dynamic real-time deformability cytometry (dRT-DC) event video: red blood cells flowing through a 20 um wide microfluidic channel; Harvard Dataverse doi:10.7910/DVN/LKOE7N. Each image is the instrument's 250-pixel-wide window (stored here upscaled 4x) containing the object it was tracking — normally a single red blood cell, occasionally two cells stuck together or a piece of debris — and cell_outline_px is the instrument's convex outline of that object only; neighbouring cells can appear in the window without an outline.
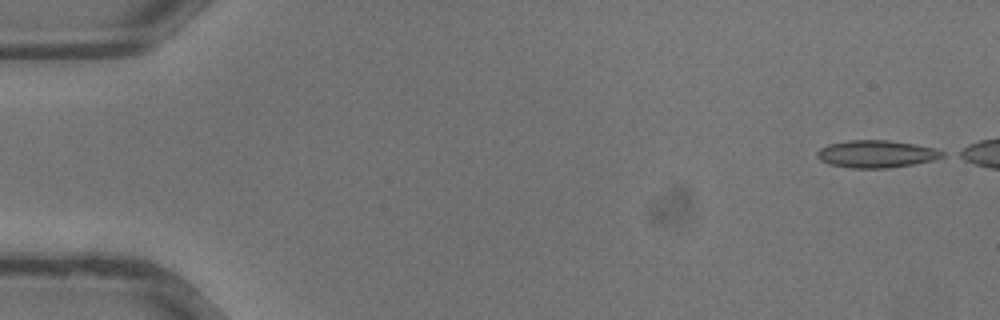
{"species": "common noctule bat (a hibernating species)", "species_latin": "Nyctalus noctula", "temperature_condition": "warm", "stored_images_in_passage": 31, "camera_frame_rate_fps": 3000, "um_per_image_px": 0.085, "animal": {"sex": "male", "body_mass_g": 13.3}, "frame": {"image": 1, "passage_image": 1, "time_ms": 0.0, "image_size_px": [1000, 320], "cell_outline_px": [[944, 156], [932, 160], [912, 164], [888, 168], [852, 168], [828, 164], [820, 160], [816, 156], [816, 152], [820, 148], [828, 144], [848, 140], [888, 140], [916, 144], [936, 148], [944, 152]], "centroid_in_image_um": [74.46, 13.08], "position_along_channel_um": 10.5, "area_um2": 20.06}}
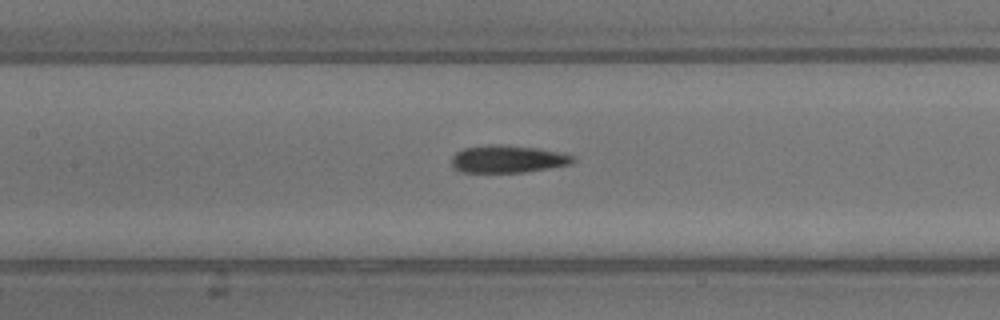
{"frame": {"image": 2, "passage_image": 16, "time_ms": 5.0, "image_size_px": [1000, 320], "cell_outline_px": [[576, 160], [572, 164], [524, 172], [460, 172], [452, 168], [452, 156], [456, 152], [464, 148], [488, 144], [500, 144], [536, 148], [564, 152], [576, 156]], "centroid_in_image_um": [43.18, 13.51], "position_along_channel_um": 164.2, "area_um2": 19.71}}
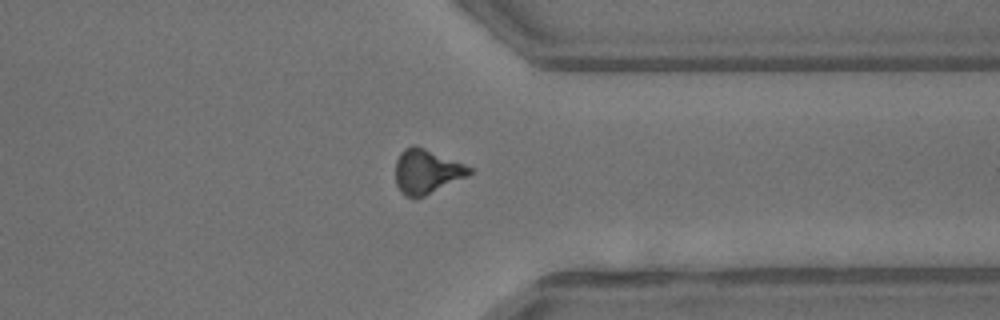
{"frame": {"image": 3, "passage_image": 27, "time_ms": 8.667, "image_size_px": [1000, 320], "cell_outline_px": [[472, 172], [468, 176], [416, 200], [404, 196], [400, 192], [396, 184], [396, 160], [400, 152], [404, 148], [412, 144], [416, 144], [464, 164], [472, 168]], "centroid_in_image_um": [36.23, 14.59], "position_along_channel_um": 375.2, "area_um2": 19.42}}